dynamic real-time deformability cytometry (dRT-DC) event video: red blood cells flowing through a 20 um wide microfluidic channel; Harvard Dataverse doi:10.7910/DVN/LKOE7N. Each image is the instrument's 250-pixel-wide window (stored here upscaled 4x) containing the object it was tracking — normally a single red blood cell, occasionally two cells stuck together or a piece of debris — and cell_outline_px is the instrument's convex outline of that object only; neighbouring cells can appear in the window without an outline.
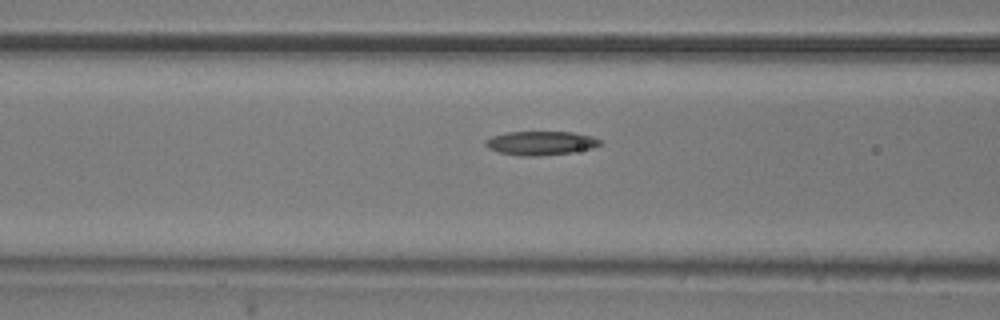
{"species": "common noctule bat (a hibernating species)", "species_latin": "Nyctalus noctula", "temperature_condition": "room temperature", "stored_images_in_passage": 14, "camera_frame_rate_fps": 3000, "um_per_image_px": 0.085, "animal": {"sex": "male", "body_mass_g": 20.5, "forearm_length_mm": 52.5}, "frame": {"image": 1, "passage_image": 12, "time_ms": 3.667, "image_size_px": [1000, 320], "cell_outline_px": [[604, 144], [592, 148], [572, 152], [540, 156], [520, 156], [496, 152], [488, 148], [484, 144], [484, 140], [492, 136], [508, 132], [572, 132], [592, 136], [600, 140]], "centroid_in_image_um": [45.94, 12.17], "position_along_channel_um": 120.7, "area_um2": 16.13}}